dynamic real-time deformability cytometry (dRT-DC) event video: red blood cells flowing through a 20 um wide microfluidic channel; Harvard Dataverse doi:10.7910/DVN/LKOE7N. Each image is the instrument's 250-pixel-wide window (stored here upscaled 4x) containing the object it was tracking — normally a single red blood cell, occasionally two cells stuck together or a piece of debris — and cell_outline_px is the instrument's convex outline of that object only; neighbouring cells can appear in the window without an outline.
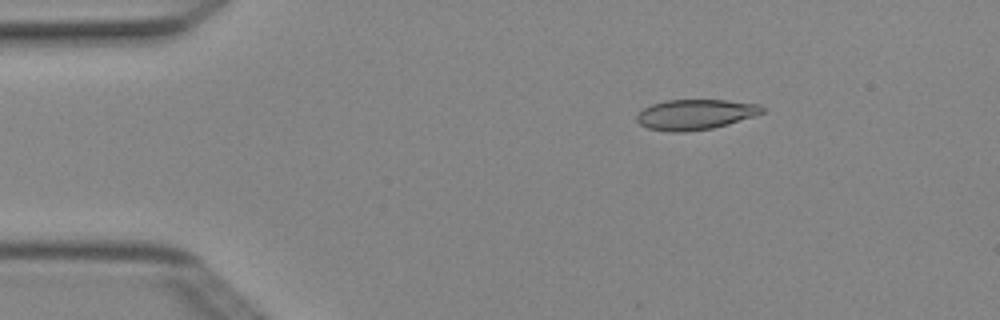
{"species": "Egyptian fruit bat (a non-hibernating species)", "species_latin": "Rousettus aegyptiacus", "temperature_condition": "cold", "stored_images_in_passage": 5, "camera_frame_rate_fps": 3000, "um_per_image_px": 0.085, "animal": {"sex": "female"}, "frame": {"image": 1, "passage_image": 3, "time_ms": 0.667, "image_size_px": [1000, 320], "cell_outline_px": [[764, 112], [756, 116], [728, 124], [712, 128], [684, 132], [668, 132], [648, 128], [640, 124], [636, 120], [636, 116], [644, 108], [652, 104], [664, 100], [728, 100], [760, 104], [764, 108]], "centroid_in_image_um": [59.12, 9.73], "position_along_channel_um": 25.9, "area_um2": 22.25}}
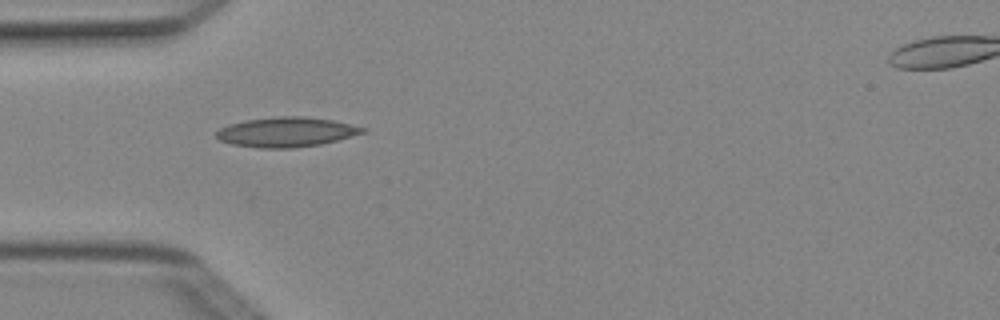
{"frame": {"image": 2, "passage_image": 5, "time_ms": 1.333, "image_size_px": [1000, 320], "cell_outline_px": [[364, 132], [336, 140], [320, 144], [292, 148], [260, 148], [232, 144], [220, 140], [216, 136], [216, 132], [220, 128], [228, 124], [248, 120], [276, 116], [304, 116], [332, 120], [364, 128]], "centroid_in_image_um": [24.28, 11.22], "position_along_channel_um": 60.7, "area_um2": 24.97}}